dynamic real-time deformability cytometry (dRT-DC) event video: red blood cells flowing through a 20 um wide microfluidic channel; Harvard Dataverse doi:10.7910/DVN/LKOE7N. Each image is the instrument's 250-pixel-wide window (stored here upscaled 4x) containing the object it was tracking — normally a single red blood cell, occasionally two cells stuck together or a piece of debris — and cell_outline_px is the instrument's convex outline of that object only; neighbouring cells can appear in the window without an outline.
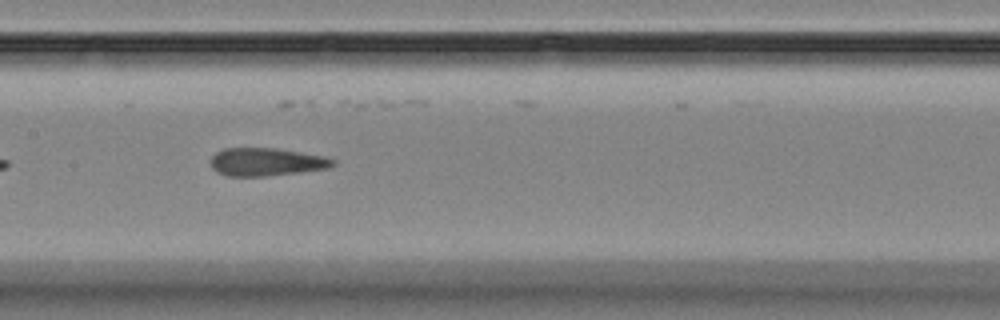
{"species": "Egyptian fruit bat (a non-hibernating species)", "species_latin": "Rousettus aegyptiacus", "temperature_condition": "room temperature", "stored_images_in_passage": 11, "camera_frame_rate_fps": 3000, "um_per_image_px": 0.085, "animal": {"sex": "female"}, "frame": {"image": 1, "passage_image": 7, "time_ms": 7.667, "image_size_px": [1000, 320], "cell_outline_px": [[336, 164], [328, 168], [264, 176], [228, 176], [216, 172], [212, 168], [212, 156], [216, 152], [224, 148], [276, 148], [324, 156], [336, 160]], "centroid_in_image_um": [22.63, 13.76], "position_along_channel_um": 184.8, "area_um2": 19.77}}